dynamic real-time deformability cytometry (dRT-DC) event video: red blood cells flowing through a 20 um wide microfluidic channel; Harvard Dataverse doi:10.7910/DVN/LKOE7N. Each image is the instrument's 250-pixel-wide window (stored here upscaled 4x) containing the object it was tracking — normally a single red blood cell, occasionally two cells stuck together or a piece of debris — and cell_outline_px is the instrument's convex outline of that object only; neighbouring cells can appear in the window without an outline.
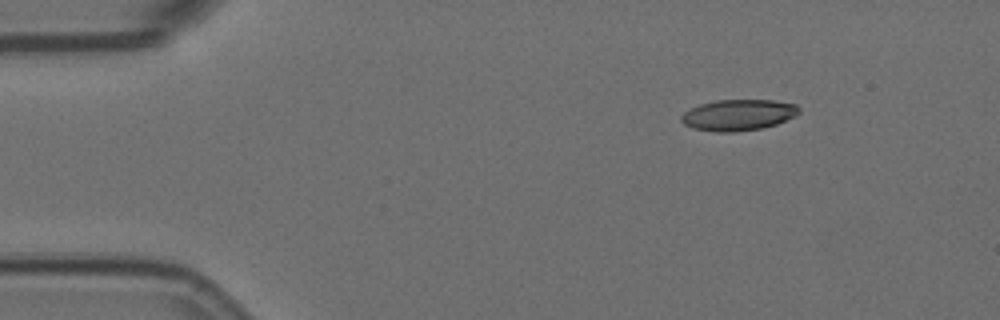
{"species": "Egyptian fruit bat (a non-hibernating species)", "species_latin": "Rousettus aegyptiacus", "temperature_condition": "room temperature", "stored_images_in_passage": 5, "camera_frame_rate_fps": 3000, "um_per_image_px": 0.085, "animal": {"sex": "female"}, "frame": {"image": 1, "passage_image": 3, "time_ms": 0.667, "image_size_px": [1000, 320], "cell_outline_px": [[800, 112], [796, 116], [776, 124], [760, 128], [736, 132], [716, 132], [692, 128], [684, 124], [680, 120], [680, 116], [684, 112], [700, 104], [716, 100], [772, 100], [796, 104], [800, 108]], "centroid_in_image_um": [62.75, 9.77], "position_along_channel_um": 22.2, "area_um2": 21.39}}